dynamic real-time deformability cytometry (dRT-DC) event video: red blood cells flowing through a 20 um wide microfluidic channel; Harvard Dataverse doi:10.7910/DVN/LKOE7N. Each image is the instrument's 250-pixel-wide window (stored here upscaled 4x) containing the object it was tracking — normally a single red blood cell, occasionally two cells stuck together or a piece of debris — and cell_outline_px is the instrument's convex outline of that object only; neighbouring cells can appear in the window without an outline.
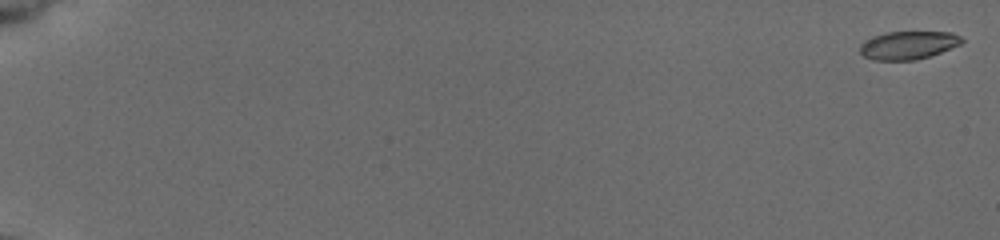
{"species": "common noctule bat (a hibernating species)", "species_latin": "Nyctalus noctula", "temperature_condition": "cold", "stored_images_in_passage": 14, "camera_frame_rate_fps": 3000, "um_per_image_px": 0.085, "animal": {"sex": "female", "body_mass_g": 19.5, "forearm_length_mm": 54.1}, "frame": {"image": 1, "passage_image": 1, "time_ms": 0.0, "image_size_px": [1000, 240], "cell_outline_px": [[964, 40], [960, 44], [940, 52], [916, 60], [872, 60], [864, 56], [860, 52], [860, 44], [864, 40], [888, 32], [952, 32], [960, 36]], "centroid_in_image_um": [77.18, 3.84], "position_along_channel_um": 7.8, "area_um2": 16.53}}
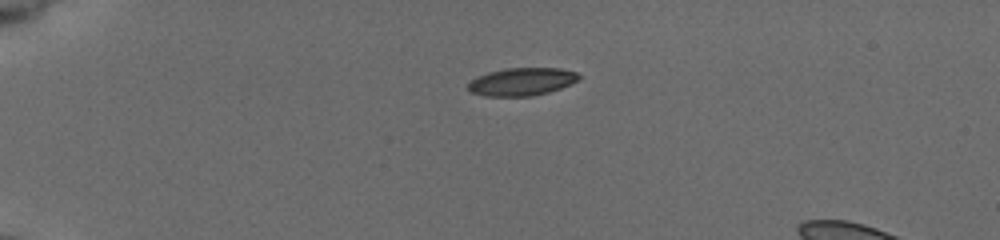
{"frame": {"image": 2, "passage_image": 10, "time_ms": 5.0, "image_size_px": [1000, 240], "cell_outline_px": [[580, 76], [576, 80], [560, 88], [548, 92], [532, 96], [484, 96], [472, 92], [468, 88], [468, 80], [476, 76], [488, 72], [504, 68], [560, 68], [576, 72]], "centroid_in_image_um": [44.29, 6.93], "position_along_channel_um": 40.7, "area_um2": 17.92}}
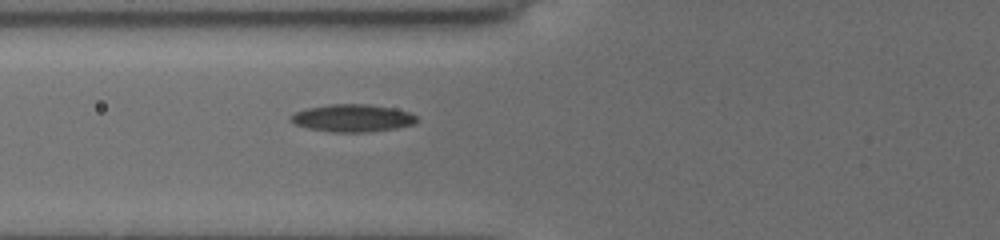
{"frame": {"image": 3, "passage_image": 14, "time_ms": 8.0, "image_size_px": [1000, 240], "cell_outline_px": [[416, 120], [412, 124], [396, 128], [364, 132], [332, 132], [308, 128], [296, 124], [288, 120], [288, 116], [296, 112], [308, 108], [332, 104], [368, 104], [396, 108], [412, 112], [416, 116]], "centroid_in_image_um": [29.96, 10.03], "position_along_channel_um": 95.8, "area_um2": 20.17}}